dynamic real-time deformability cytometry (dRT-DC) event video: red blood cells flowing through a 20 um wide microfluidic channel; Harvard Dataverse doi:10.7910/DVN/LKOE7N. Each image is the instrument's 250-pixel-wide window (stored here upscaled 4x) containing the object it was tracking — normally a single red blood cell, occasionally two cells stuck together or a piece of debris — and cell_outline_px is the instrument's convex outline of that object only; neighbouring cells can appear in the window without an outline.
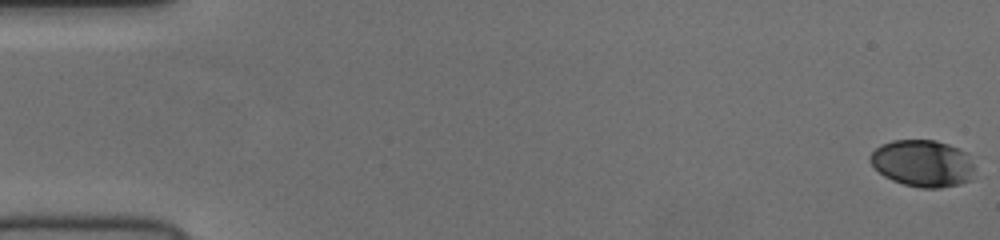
{"species": "human", "species_latin": "Homo sapiens", "temperature_condition": "cold", "stored_images_in_passage": 6, "camera_frame_rate_fps": 3000, "um_per_image_px": 0.085, "donor": {"sex": "female"}, "frame": {"image": 1, "passage_image": 1, "time_ms": 0.0, "image_size_px": [1000, 240], "cell_outline_px": [[972, 168], [968, 180], [960, 184], [940, 188], [920, 188], [904, 184], [892, 180], [884, 176], [868, 160], [868, 156], [880, 144], [892, 140], [936, 140], [948, 144], [968, 152], [972, 164]], "centroid_in_image_um": [78.39, 13.87], "position_along_channel_um": 6.6, "area_um2": 28.5}}